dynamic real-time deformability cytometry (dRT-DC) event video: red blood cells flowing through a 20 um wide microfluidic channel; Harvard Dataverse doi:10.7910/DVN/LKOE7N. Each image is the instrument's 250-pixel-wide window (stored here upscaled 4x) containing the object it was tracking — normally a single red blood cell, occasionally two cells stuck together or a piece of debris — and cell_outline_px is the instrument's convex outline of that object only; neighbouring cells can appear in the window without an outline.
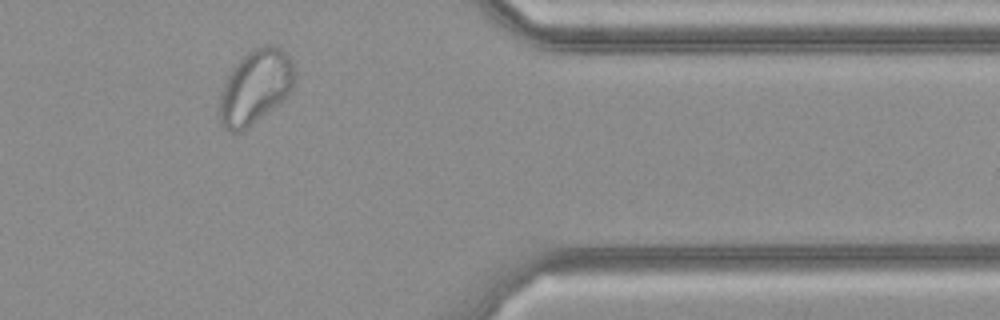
{"species": "common noctule bat (a hibernating species)", "species_latin": "Nyctalus noctula", "temperature_condition": "cold", "stored_images_in_passage": 27, "camera_frame_rate_fps": 3000, "um_per_image_px": 0.085, "animal": {"sex": "female", "body_mass_g": 21.9}, "frame": {"image": 1, "passage_image": 23, "time_ms": 7.333, "image_size_px": [1000, 320], "cell_outline_px": [[296, 76], [292, 88], [276, 104], [240, 132], [232, 132], [224, 128], [220, 124], [220, 92], [232, 68], [248, 52], [264, 44], [272, 44], [280, 48], [288, 56], [296, 72]], "centroid_in_image_um": [21.69, 7.35], "position_along_channel_um": 389.7, "area_um2": 31.62}}